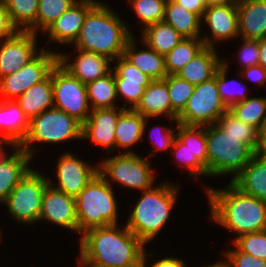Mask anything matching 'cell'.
<instances>
[{
	"instance_id": "6da1fadb",
	"label": "cell",
	"mask_w": 266,
	"mask_h": 267,
	"mask_svg": "<svg viewBox=\"0 0 266 267\" xmlns=\"http://www.w3.org/2000/svg\"><path fill=\"white\" fill-rule=\"evenodd\" d=\"M83 267H135L141 265L144 243L126 226L117 224L86 230L80 238Z\"/></svg>"
},
{
	"instance_id": "7a4b0ae2",
	"label": "cell",
	"mask_w": 266,
	"mask_h": 267,
	"mask_svg": "<svg viewBox=\"0 0 266 267\" xmlns=\"http://www.w3.org/2000/svg\"><path fill=\"white\" fill-rule=\"evenodd\" d=\"M211 217L215 222L243 234L266 230V202L246 194L231 181L227 188H207Z\"/></svg>"
},
{
	"instance_id": "3957f363",
	"label": "cell",
	"mask_w": 266,
	"mask_h": 267,
	"mask_svg": "<svg viewBox=\"0 0 266 267\" xmlns=\"http://www.w3.org/2000/svg\"><path fill=\"white\" fill-rule=\"evenodd\" d=\"M132 37L127 25L117 14L102 2H97L87 12L74 44L76 49L92 51L114 61L124 54Z\"/></svg>"
},
{
	"instance_id": "277c9868",
	"label": "cell",
	"mask_w": 266,
	"mask_h": 267,
	"mask_svg": "<svg viewBox=\"0 0 266 267\" xmlns=\"http://www.w3.org/2000/svg\"><path fill=\"white\" fill-rule=\"evenodd\" d=\"M177 187L163 183L153 189L143 191L126 227L130 229L144 244L154 239L170 216V210L176 201Z\"/></svg>"
},
{
	"instance_id": "5b68a950",
	"label": "cell",
	"mask_w": 266,
	"mask_h": 267,
	"mask_svg": "<svg viewBox=\"0 0 266 267\" xmlns=\"http://www.w3.org/2000/svg\"><path fill=\"white\" fill-rule=\"evenodd\" d=\"M207 173L210 176L235 174L242 171L256 154L245 144V137L228 135L216 123L206 126Z\"/></svg>"
},
{
	"instance_id": "8992f818",
	"label": "cell",
	"mask_w": 266,
	"mask_h": 267,
	"mask_svg": "<svg viewBox=\"0 0 266 267\" xmlns=\"http://www.w3.org/2000/svg\"><path fill=\"white\" fill-rule=\"evenodd\" d=\"M78 232L117 224V202L108 178L99 173L75 197Z\"/></svg>"
},
{
	"instance_id": "52a82bcc",
	"label": "cell",
	"mask_w": 266,
	"mask_h": 267,
	"mask_svg": "<svg viewBox=\"0 0 266 267\" xmlns=\"http://www.w3.org/2000/svg\"><path fill=\"white\" fill-rule=\"evenodd\" d=\"M82 139V124L64 111L52 107L30 120L28 134L19 146L33 158L31 143H58L67 139Z\"/></svg>"
},
{
	"instance_id": "ba28073f",
	"label": "cell",
	"mask_w": 266,
	"mask_h": 267,
	"mask_svg": "<svg viewBox=\"0 0 266 267\" xmlns=\"http://www.w3.org/2000/svg\"><path fill=\"white\" fill-rule=\"evenodd\" d=\"M227 110L219 96L216 72L212 79L195 85L193 94L177 117V122L189 126H210L217 123L218 118Z\"/></svg>"
},
{
	"instance_id": "9c48e42d",
	"label": "cell",
	"mask_w": 266,
	"mask_h": 267,
	"mask_svg": "<svg viewBox=\"0 0 266 267\" xmlns=\"http://www.w3.org/2000/svg\"><path fill=\"white\" fill-rule=\"evenodd\" d=\"M50 183L44 175L30 169L4 201L9 213L24 223L39 221L42 196Z\"/></svg>"
},
{
	"instance_id": "30bf717a",
	"label": "cell",
	"mask_w": 266,
	"mask_h": 267,
	"mask_svg": "<svg viewBox=\"0 0 266 267\" xmlns=\"http://www.w3.org/2000/svg\"><path fill=\"white\" fill-rule=\"evenodd\" d=\"M54 107L83 124L89 117L86 85L58 62L52 69Z\"/></svg>"
},
{
	"instance_id": "8fae6325",
	"label": "cell",
	"mask_w": 266,
	"mask_h": 267,
	"mask_svg": "<svg viewBox=\"0 0 266 267\" xmlns=\"http://www.w3.org/2000/svg\"><path fill=\"white\" fill-rule=\"evenodd\" d=\"M18 71L0 78L1 100H16L32 85L45 80L58 63V54L42 49Z\"/></svg>"
},
{
	"instance_id": "7c38bea8",
	"label": "cell",
	"mask_w": 266,
	"mask_h": 267,
	"mask_svg": "<svg viewBox=\"0 0 266 267\" xmlns=\"http://www.w3.org/2000/svg\"><path fill=\"white\" fill-rule=\"evenodd\" d=\"M99 174L123 186L140 191L152 188L154 176L147 160L132 151L108 158L99 164Z\"/></svg>"
},
{
	"instance_id": "4fadbf2b",
	"label": "cell",
	"mask_w": 266,
	"mask_h": 267,
	"mask_svg": "<svg viewBox=\"0 0 266 267\" xmlns=\"http://www.w3.org/2000/svg\"><path fill=\"white\" fill-rule=\"evenodd\" d=\"M36 34L18 31L0 46V78L18 71L37 55Z\"/></svg>"
},
{
	"instance_id": "5bb4252c",
	"label": "cell",
	"mask_w": 266,
	"mask_h": 267,
	"mask_svg": "<svg viewBox=\"0 0 266 267\" xmlns=\"http://www.w3.org/2000/svg\"><path fill=\"white\" fill-rule=\"evenodd\" d=\"M57 162L58 185L54 188L74 198L99 173V166H89L70 153L62 154Z\"/></svg>"
},
{
	"instance_id": "9a60e30c",
	"label": "cell",
	"mask_w": 266,
	"mask_h": 267,
	"mask_svg": "<svg viewBox=\"0 0 266 267\" xmlns=\"http://www.w3.org/2000/svg\"><path fill=\"white\" fill-rule=\"evenodd\" d=\"M41 219L78 232L75 198L48 184L42 196Z\"/></svg>"
},
{
	"instance_id": "2e32d148",
	"label": "cell",
	"mask_w": 266,
	"mask_h": 267,
	"mask_svg": "<svg viewBox=\"0 0 266 267\" xmlns=\"http://www.w3.org/2000/svg\"><path fill=\"white\" fill-rule=\"evenodd\" d=\"M113 108H97L90 111L87 120L82 124V139H90L92 142L104 146L105 148H115V128L120 113Z\"/></svg>"
},
{
	"instance_id": "e0dca14e",
	"label": "cell",
	"mask_w": 266,
	"mask_h": 267,
	"mask_svg": "<svg viewBox=\"0 0 266 267\" xmlns=\"http://www.w3.org/2000/svg\"><path fill=\"white\" fill-rule=\"evenodd\" d=\"M119 61L114 67V79L117 96H122L129 101L130 109H134L139 103L144 89L153 81L145 73H142L135 65L123 55L117 58Z\"/></svg>"
},
{
	"instance_id": "ac0fdd59",
	"label": "cell",
	"mask_w": 266,
	"mask_h": 267,
	"mask_svg": "<svg viewBox=\"0 0 266 267\" xmlns=\"http://www.w3.org/2000/svg\"><path fill=\"white\" fill-rule=\"evenodd\" d=\"M96 3V0L75 2L48 28L49 40L56 43H74L79 36L87 12Z\"/></svg>"
},
{
	"instance_id": "d6986e66",
	"label": "cell",
	"mask_w": 266,
	"mask_h": 267,
	"mask_svg": "<svg viewBox=\"0 0 266 267\" xmlns=\"http://www.w3.org/2000/svg\"><path fill=\"white\" fill-rule=\"evenodd\" d=\"M79 55L73 63L68 62V56L58 53V62L72 76L78 78L82 83L87 84L108 74L111 69L108 57L96 54L92 51L77 49Z\"/></svg>"
},
{
	"instance_id": "ffe728a7",
	"label": "cell",
	"mask_w": 266,
	"mask_h": 267,
	"mask_svg": "<svg viewBox=\"0 0 266 267\" xmlns=\"http://www.w3.org/2000/svg\"><path fill=\"white\" fill-rule=\"evenodd\" d=\"M239 35L245 39L266 37V0H238Z\"/></svg>"
},
{
	"instance_id": "44dd1931",
	"label": "cell",
	"mask_w": 266,
	"mask_h": 267,
	"mask_svg": "<svg viewBox=\"0 0 266 267\" xmlns=\"http://www.w3.org/2000/svg\"><path fill=\"white\" fill-rule=\"evenodd\" d=\"M30 120L16 100L0 101V138L20 146L26 138Z\"/></svg>"
},
{
	"instance_id": "7402d4cb",
	"label": "cell",
	"mask_w": 266,
	"mask_h": 267,
	"mask_svg": "<svg viewBox=\"0 0 266 267\" xmlns=\"http://www.w3.org/2000/svg\"><path fill=\"white\" fill-rule=\"evenodd\" d=\"M203 16L212 40L225 41L239 36L237 3L206 7Z\"/></svg>"
},
{
	"instance_id": "603a6c76",
	"label": "cell",
	"mask_w": 266,
	"mask_h": 267,
	"mask_svg": "<svg viewBox=\"0 0 266 267\" xmlns=\"http://www.w3.org/2000/svg\"><path fill=\"white\" fill-rule=\"evenodd\" d=\"M134 110L144 117H157L165 114L177 122L178 115L172 110L167 83L164 80H153L144 89Z\"/></svg>"
},
{
	"instance_id": "cb8c5ba5",
	"label": "cell",
	"mask_w": 266,
	"mask_h": 267,
	"mask_svg": "<svg viewBox=\"0 0 266 267\" xmlns=\"http://www.w3.org/2000/svg\"><path fill=\"white\" fill-rule=\"evenodd\" d=\"M231 182L242 192L266 202V154L256 153Z\"/></svg>"
},
{
	"instance_id": "d4e9b609",
	"label": "cell",
	"mask_w": 266,
	"mask_h": 267,
	"mask_svg": "<svg viewBox=\"0 0 266 267\" xmlns=\"http://www.w3.org/2000/svg\"><path fill=\"white\" fill-rule=\"evenodd\" d=\"M218 57L214 47L205 46L176 75L190 84H201L215 77L218 68L223 64Z\"/></svg>"
},
{
	"instance_id": "484cf974",
	"label": "cell",
	"mask_w": 266,
	"mask_h": 267,
	"mask_svg": "<svg viewBox=\"0 0 266 267\" xmlns=\"http://www.w3.org/2000/svg\"><path fill=\"white\" fill-rule=\"evenodd\" d=\"M0 165V202H4L19 181L31 169V156L20 147Z\"/></svg>"
},
{
	"instance_id": "4316f807",
	"label": "cell",
	"mask_w": 266,
	"mask_h": 267,
	"mask_svg": "<svg viewBox=\"0 0 266 267\" xmlns=\"http://www.w3.org/2000/svg\"><path fill=\"white\" fill-rule=\"evenodd\" d=\"M16 102L19 104L23 113L31 120L50 107H54L52 70L50 75L42 82L32 85Z\"/></svg>"
},
{
	"instance_id": "83f0119b",
	"label": "cell",
	"mask_w": 266,
	"mask_h": 267,
	"mask_svg": "<svg viewBox=\"0 0 266 267\" xmlns=\"http://www.w3.org/2000/svg\"><path fill=\"white\" fill-rule=\"evenodd\" d=\"M133 37L127 43L123 56L135 65L142 73L153 80H163L168 74L165 67V57L148 47L144 51H136Z\"/></svg>"
},
{
	"instance_id": "f1b7e54d",
	"label": "cell",
	"mask_w": 266,
	"mask_h": 267,
	"mask_svg": "<svg viewBox=\"0 0 266 267\" xmlns=\"http://www.w3.org/2000/svg\"><path fill=\"white\" fill-rule=\"evenodd\" d=\"M147 119L134 109H124L115 128V146L127 148L143 139Z\"/></svg>"
},
{
	"instance_id": "f546056e",
	"label": "cell",
	"mask_w": 266,
	"mask_h": 267,
	"mask_svg": "<svg viewBox=\"0 0 266 267\" xmlns=\"http://www.w3.org/2000/svg\"><path fill=\"white\" fill-rule=\"evenodd\" d=\"M210 37L183 38L165 57V67L168 75L176 74L205 46L215 47Z\"/></svg>"
},
{
	"instance_id": "4dcf8cb0",
	"label": "cell",
	"mask_w": 266,
	"mask_h": 267,
	"mask_svg": "<svg viewBox=\"0 0 266 267\" xmlns=\"http://www.w3.org/2000/svg\"><path fill=\"white\" fill-rule=\"evenodd\" d=\"M164 21L184 38L199 37L201 18L173 0L166 2Z\"/></svg>"
},
{
	"instance_id": "1f68e13d",
	"label": "cell",
	"mask_w": 266,
	"mask_h": 267,
	"mask_svg": "<svg viewBox=\"0 0 266 267\" xmlns=\"http://www.w3.org/2000/svg\"><path fill=\"white\" fill-rule=\"evenodd\" d=\"M142 34L146 47L164 56L184 38L164 20L144 27Z\"/></svg>"
},
{
	"instance_id": "d6a6232c",
	"label": "cell",
	"mask_w": 266,
	"mask_h": 267,
	"mask_svg": "<svg viewBox=\"0 0 266 267\" xmlns=\"http://www.w3.org/2000/svg\"><path fill=\"white\" fill-rule=\"evenodd\" d=\"M86 85L88 102H91V110L97 108H113L117 96L113 69L103 77H100Z\"/></svg>"
},
{
	"instance_id": "836d02e7",
	"label": "cell",
	"mask_w": 266,
	"mask_h": 267,
	"mask_svg": "<svg viewBox=\"0 0 266 267\" xmlns=\"http://www.w3.org/2000/svg\"><path fill=\"white\" fill-rule=\"evenodd\" d=\"M1 1L8 9L11 21L18 28V30L30 31L34 34H37L36 18H37L39 0H1Z\"/></svg>"
},
{
	"instance_id": "e575fe53",
	"label": "cell",
	"mask_w": 266,
	"mask_h": 267,
	"mask_svg": "<svg viewBox=\"0 0 266 267\" xmlns=\"http://www.w3.org/2000/svg\"><path fill=\"white\" fill-rule=\"evenodd\" d=\"M216 124L228 135L234 137H245V144L248 145L255 153L259 152L257 129L238 119L229 110L218 118Z\"/></svg>"
},
{
	"instance_id": "d590c367",
	"label": "cell",
	"mask_w": 266,
	"mask_h": 267,
	"mask_svg": "<svg viewBox=\"0 0 266 267\" xmlns=\"http://www.w3.org/2000/svg\"><path fill=\"white\" fill-rule=\"evenodd\" d=\"M177 125L179 130L177 138L191 150L192 155H195L207 170L206 126H189L178 122Z\"/></svg>"
},
{
	"instance_id": "8d00e7d4",
	"label": "cell",
	"mask_w": 266,
	"mask_h": 267,
	"mask_svg": "<svg viewBox=\"0 0 266 267\" xmlns=\"http://www.w3.org/2000/svg\"><path fill=\"white\" fill-rule=\"evenodd\" d=\"M228 110L238 119L258 130L266 114V98H247L233 104Z\"/></svg>"
},
{
	"instance_id": "74e56055",
	"label": "cell",
	"mask_w": 266,
	"mask_h": 267,
	"mask_svg": "<svg viewBox=\"0 0 266 267\" xmlns=\"http://www.w3.org/2000/svg\"><path fill=\"white\" fill-rule=\"evenodd\" d=\"M76 0H39L36 18V29L46 32L48 28L65 12Z\"/></svg>"
},
{
	"instance_id": "f35d334b",
	"label": "cell",
	"mask_w": 266,
	"mask_h": 267,
	"mask_svg": "<svg viewBox=\"0 0 266 267\" xmlns=\"http://www.w3.org/2000/svg\"><path fill=\"white\" fill-rule=\"evenodd\" d=\"M163 80L167 83L172 110L179 115L193 94L195 85L176 74L167 75Z\"/></svg>"
},
{
	"instance_id": "ab89813d",
	"label": "cell",
	"mask_w": 266,
	"mask_h": 267,
	"mask_svg": "<svg viewBox=\"0 0 266 267\" xmlns=\"http://www.w3.org/2000/svg\"><path fill=\"white\" fill-rule=\"evenodd\" d=\"M167 0H131L134 12L147 27L163 21Z\"/></svg>"
},
{
	"instance_id": "60d3db41",
	"label": "cell",
	"mask_w": 266,
	"mask_h": 267,
	"mask_svg": "<svg viewBox=\"0 0 266 267\" xmlns=\"http://www.w3.org/2000/svg\"><path fill=\"white\" fill-rule=\"evenodd\" d=\"M233 242L241 252L266 261V230L243 234Z\"/></svg>"
},
{
	"instance_id": "b9f144b4",
	"label": "cell",
	"mask_w": 266,
	"mask_h": 267,
	"mask_svg": "<svg viewBox=\"0 0 266 267\" xmlns=\"http://www.w3.org/2000/svg\"><path fill=\"white\" fill-rule=\"evenodd\" d=\"M174 148L175 156L177 159L179 158V161H181L182 165H186L190 170V176L191 175H208L206 167L197 159L195 155H192L191 150L182 143L177 137L174 140L172 149Z\"/></svg>"
},
{
	"instance_id": "7bdbcfd3",
	"label": "cell",
	"mask_w": 266,
	"mask_h": 267,
	"mask_svg": "<svg viewBox=\"0 0 266 267\" xmlns=\"http://www.w3.org/2000/svg\"><path fill=\"white\" fill-rule=\"evenodd\" d=\"M227 66L228 64L224 61L223 64L218 68L217 70V86L219 91V96L222 100V102L226 105V107L229 109L233 104L244 101L247 99V96H245L244 92H238V94H234V91H229L228 85L231 83L226 80V74H227ZM234 82V81H233ZM238 84V83H236Z\"/></svg>"
},
{
	"instance_id": "ee69618b",
	"label": "cell",
	"mask_w": 266,
	"mask_h": 267,
	"mask_svg": "<svg viewBox=\"0 0 266 267\" xmlns=\"http://www.w3.org/2000/svg\"><path fill=\"white\" fill-rule=\"evenodd\" d=\"M230 267H266V261L241 252L238 248L226 251Z\"/></svg>"
},
{
	"instance_id": "f6af8a7d",
	"label": "cell",
	"mask_w": 266,
	"mask_h": 267,
	"mask_svg": "<svg viewBox=\"0 0 266 267\" xmlns=\"http://www.w3.org/2000/svg\"><path fill=\"white\" fill-rule=\"evenodd\" d=\"M243 46L240 51L241 65L244 68L259 65V40L243 38Z\"/></svg>"
},
{
	"instance_id": "bcb514c9",
	"label": "cell",
	"mask_w": 266,
	"mask_h": 267,
	"mask_svg": "<svg viewBox=\"0 0 266 267\" xmlns=\"http://www.w3.org/2000/svg\"><path fill=\"white\" fill-rule=\"evenodd\" d=\"M18 31V28L11 21L8 9L0 0V40L4 41L10 38Z\"/></svg>"
},
{
	"instance_id": "7dc6e473",
	"label": "cell",
	"mask_w": 266,
	"mask_h": 267,
	"mask_svg": "<svg viewBox=\"0 0 266 267\" xmlns=\"http://www.w3.org/2000/svg\"><path fill=\"white\" fill-rule=\"evenodd\" d=\"M243 76L249 80H253L256 83H259V86L264 85L266 82V69L261 65H253L242 70Z\"/></svg>"
},
{
	"instance_id": "c3c4849f",
	"label": "cell",
	"mask_w": 266,
	"mask_h": 267,
	"mask_svg": "<svg viewBox=\"0 0 266 267\" xmlns=\"http://www.w3.org/2000/svg\"><path fill=\"white\" fill-rule=\"evenodd\" d=\"M173 1L178 5L183 6L187 10L197 14L202 19L206 9L204 0H173Z\"/></svg>"
},
{
	"instance_id": "681fc988",
	"label": "cell",
	"mask_w": 266,
	"mask_h": 267,
	"mask_svg": "<svg viewBox=\"0 0 266 267\" xmlns=\"http://www.w3.org/2000/svg\"><path fill=\"white\" fill-rule=\"evenodd\" d=\"M146 253H143L142 259H141V267H146L145 266V262H146ZM150 267H185V264L183 262V260L178 259V258H173L171 257H167V258H163L157 262H155L152 266Z\"/></svg>"
},
{
	"instance_id": "f907efd6",
	"label": "cell",
	"mask_w": 266,
	"mask_h": 267,
	"mask_svg": "<svg viewBox=\"0 0 266 267\" xmlns=\"http://www.w3.org/2000/svg\"><path fill=\"white\" fill-rule=\"evenodd\" d=\"M176 137H177V134H175L173 132V130L171 131V129L168 130L167 128H164L163 134L161 135V137L159 139H157L159 141L154 142L155 144L157 143V146H158V147H156V149H158V150H167L169 148L171 149Z\"/></svg>"
},
{
	"instance_id": "816d5d0a",
	"label": "cell",
	"mask_w": 266,
	"mask_h": 267,
	"mask_svg": "<svg viewBox=\"0 0 266 267\" xmlns=\"http://www.w3.org/2000/svg\"><path fill=\"white\" fill-rule=\"evenodd\" d=\"M259 153L266 154V114L258 128Z\"/></svg>"
},
{
	"instance_id": "f5cc1de1",
	"label": "cell",
	"mask_w": 266,
	"mask_h": 267,
	"mask_svg": "<svg viewBox=\"0 0 266 267\" xmlns=\"http://www.w3.org/2000/svg\"><path fill=\"white\" fill-rule=\"evenodd\" d=\"M259 65L266 69V37L259 40Z\"/></svg>"
},
{
	"instance_id": "db71d44e",
	"label": "cell",
	"mask_w": 266,
	"mask_h": 267,
	"mask_svg": "<svg viewBox=\"0 0 266 267\" xmlns=\"http://www.w3.org/2000/svg\"><path fill=\"white\" fill-rule=\"evenodd\" d=\"M238 0H204L205 6H218V5H226L229 3H237Z\"/></svg>"
},
{
	"instance_id": "11a10c76",
	"label": "cell",
	"mask_w": 266,
	"mask_h": 267,
	"mask_svg": "<svg viewBox=\"0 0 266 267\" xmlns=\"http://www.w3.org/2000/svg\"><path fill=\"white\" fill-rule=\"evenodd\" d=\"M208 267H230L229 262H218L215 263L214 265L208 266Z\"/></svg>"
},
{
	"instance_id": "9f6ffc18",
	"label": "cell",
	"mask_w": 266,
	"mask_h": 267,
	"mask_svg": "<svg viewBox=\"0 0 266 267\" xmlns=\"http://www.w3.org/2000/svg\"><path fill=\"white\" fill-rule=\"evenodd\" d=\"M1 143H0V165L2 164V162L7 158V154H5V152L3 151L2 147H1Z\"/></svg>"
},
{
	"instance_id": "6f0895ef",
	"label": "cell",
	"mask_w": 266,
	"mask_h": 267,
	"mask_svg": "<svg viewBox=\"0 0 266 267\" xmlns=\"http://www.w3.org/2000/svg\"><path fill=\"white\" fill-rule=\"evenodd\" d=\"M8 143V144H10V145H12L13 147H18V146H16V145H14L13 143H11V142H8V141H4V140H2V138H0V143Z\"/></svg>"
}]
</instances>
